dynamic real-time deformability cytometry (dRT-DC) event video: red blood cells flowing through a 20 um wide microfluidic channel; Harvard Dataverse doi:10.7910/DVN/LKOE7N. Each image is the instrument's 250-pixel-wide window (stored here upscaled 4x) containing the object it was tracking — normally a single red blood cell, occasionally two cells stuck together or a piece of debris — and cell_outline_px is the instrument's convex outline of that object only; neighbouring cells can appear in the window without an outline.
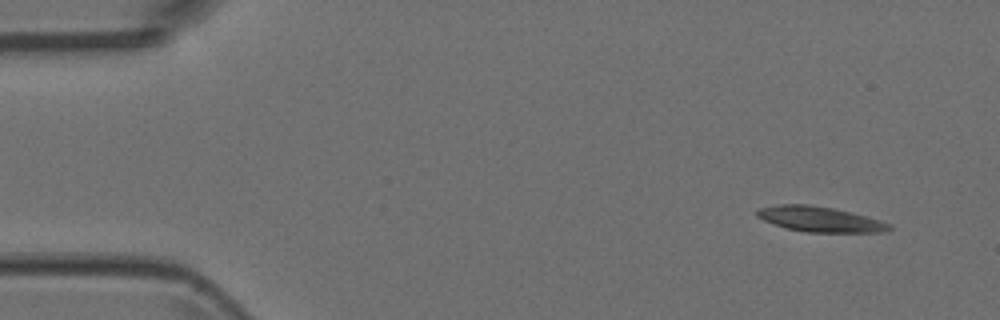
{"species": "Egyptian fruit bat (a non-hibernating species)", "species_latin": "Rousettus aegyptiacus", "temperature_condition": "room temperature", "stored_images_in_passage": 3, "camera_frame_rate_fps": 3000, "um_per_image_px": 0.085, "animal": {"sex": "female"}, "frame": {"image": 1, "passage_image": 1, "time_ms": 0.0, "image_size_px": [1000, 320], "cell_outline_px": [[892, 228], [884, 232], [808, 232], [788, 228], [764, 220], [756, 216], [756, 208], [776, 204], [808, 204], [832, 208], [880, 220], [892, 224]], "centroid_in_image_um": [69.67, 18.62], "position_along_channel_um": 15.3, "area_um2": 19.25}}